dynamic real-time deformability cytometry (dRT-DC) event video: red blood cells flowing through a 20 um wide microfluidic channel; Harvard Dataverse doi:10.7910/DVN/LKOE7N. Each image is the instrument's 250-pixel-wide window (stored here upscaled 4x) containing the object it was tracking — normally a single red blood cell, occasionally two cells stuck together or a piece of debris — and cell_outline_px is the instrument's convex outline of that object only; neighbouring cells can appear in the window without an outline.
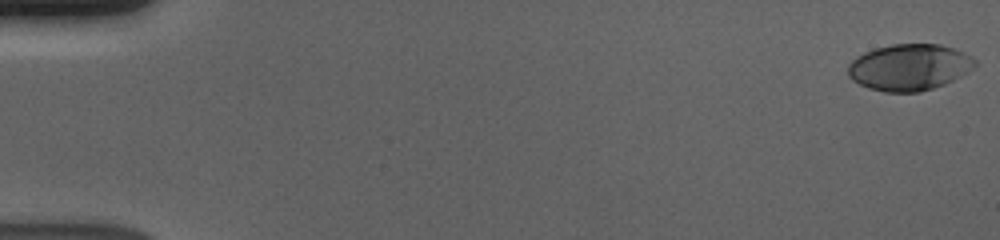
{"species": "human", "species_latin": "Homo sapiens", "temperature_condition": "cold", "stored_images_in_passage": 55, "camera_frame_rate_fps": 3000, "um_per_image_px": 0.085, "donor": {"sex": "male"}, "frame": {"image": 1, "passage_image": 1, "time_ms": 0.0, "image_size_px": [1000, 240], "cell_outline_px": [[976, 64], [968, 72], [944, 84], [920, 92], [884, 92], [868, 88], [852, 80], [848, 76], [848, 64], [856, 56], [864, 52], [876, 48], [892, 44], [940, 44], [964, 52], [976, 60]], "centroid_in_image_um": [77.26, 5.71], "position_along_channel_um": 7.7, "area_um2": 34.33}}
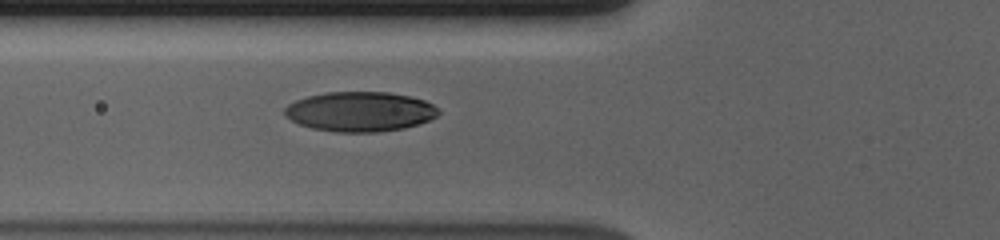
{"frame": {"image": 2, "passage_image": 22, "time_ms": 7.0, "image_size_px": [1000, 240], "cell_outline_px": [[440, 112], [436, 116], [428, 120], [404, 128], [376, 132], [336, 132], [312, 128], [300, 124], [284, 116], [284, 108], [288, 104], [296, 100], [308, 96], [328, 92], [388, 92], [408, 96], [424, 100], [440, 108]], "centroid_in_image_um": [30.59, 9.48], "position_along_channel_um": 95.2, "area_um2": 35.55}}
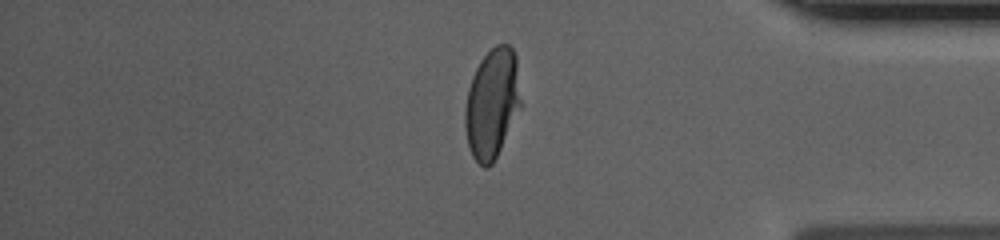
{"frame": {"image": 3, "passage_image": 48, "time_ms": 15.667, "image_size_px": [1000, 240], "cell_outline_px": [[520, 108], [492, 164], [488, 168], [484, 168], [472, 156], [468, 148], [464, 124], [464, 108], [468, 88], [472, 76], [480, 60], [496, 44], [508, 44], [512, 48], [516, 56], [520, 100]], "centroid_in_image_um": [41.79, 8.79], "position_along_channel_um": 393.4, "area_um2": 35.49}}